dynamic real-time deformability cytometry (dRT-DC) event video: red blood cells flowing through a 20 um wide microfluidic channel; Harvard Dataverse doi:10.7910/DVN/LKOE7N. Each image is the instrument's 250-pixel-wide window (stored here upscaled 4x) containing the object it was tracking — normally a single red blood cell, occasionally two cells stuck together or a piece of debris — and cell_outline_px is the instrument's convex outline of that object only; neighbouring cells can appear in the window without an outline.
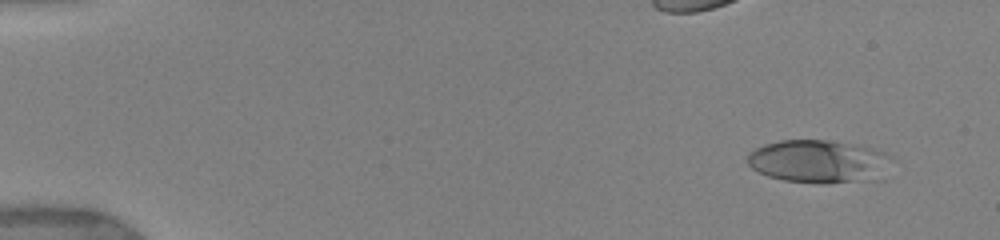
{"species": "human", "species_latin": "Homo sapiens", "temperature_condition": "warm", "stored_images_in_passage": 25, "camera_frame_rate_fps": 3000, "um_per_image_px": 0.085, "donor": {"sex": "female"}, "frame": {"image": 1, "passage_image": 4, "time_ms": 1.333, "image_size_px": [1000, 240], "cell_outline_px": [[888, 156], [884, 180], [820, 184], [784, 180], [768, 176], [752, 168], [748, 164], [748, 152], [764, 144], [780, 140], [824, 140], [884, 152]], "centroid_in_image_um": [69.55, 13.76], "position_along_channel_um": 15.5, "area_um2": 35.84}}
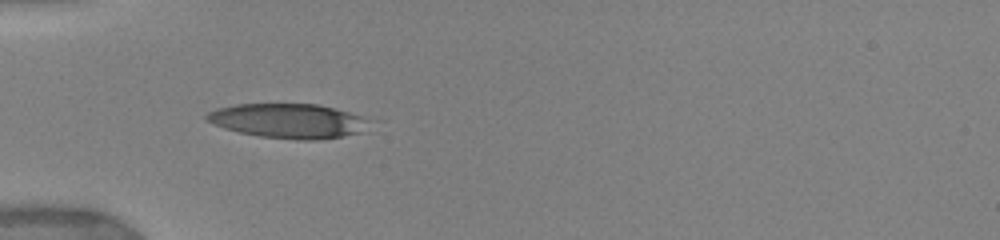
{"frame": {"image": 2, "passage_image": 11, "time_ms": 5.667, "image_size_px": [1000, 240], "cell_outline_px": [[360, 132], [340, 136], [316, 140], [300, 140], [260, 136], [240, 132], [224, 128], [212, 124], [204, 120], [204, 116], [208, 112], [216, 108], [236, 104], [316, 104], [348, 112], [360, 116]], "centroid_in_image_um": [24.29, 10.26], "position_along_channel_um": 60.7, "area_um2": 31.79}}